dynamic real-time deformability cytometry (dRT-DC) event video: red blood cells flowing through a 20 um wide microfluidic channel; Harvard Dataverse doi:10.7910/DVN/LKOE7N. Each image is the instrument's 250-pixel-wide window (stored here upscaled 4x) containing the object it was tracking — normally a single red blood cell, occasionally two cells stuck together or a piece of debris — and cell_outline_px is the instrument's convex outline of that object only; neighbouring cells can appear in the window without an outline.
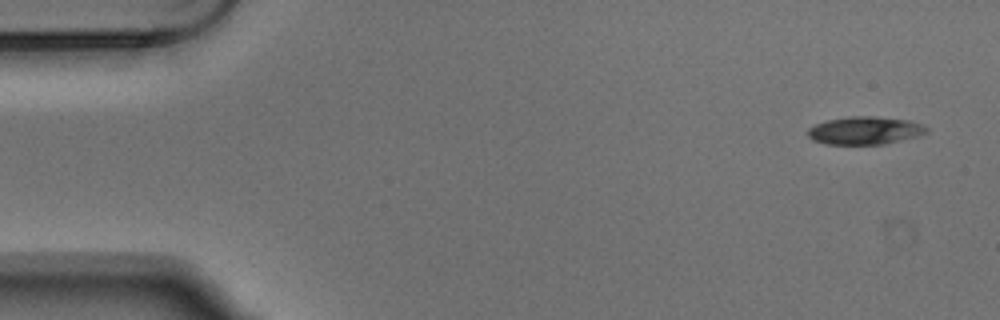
{"species": "Egyptian fruit bat (a non-hibernating species)", "species_latin": "Rousettus aegyptiacus", "temperature_condition": "warm", "stored_images_in_passage": 4, "camera_frame_rate_fps": 3000, "um_per_image_px": 0.085, "animal": {"sex": "male"}, "frame": {"image": 1, "passage_image": 1, "time_ms": 0.0, "image_size_px": [1000, 320], "cell_outline_px": [[928, 132], [916, 136], [884, 144], [824, 144], [812, 140], [808, 136], [808, 128], [816, 124], [828, 120], [848, 116], [876, 116], [912, 120], [924, 124], [928, 128]], "centroid_in_image_um": [73.54, 11.08], "position_along_channel_um": 11.5, "area_um2": 19.42}}
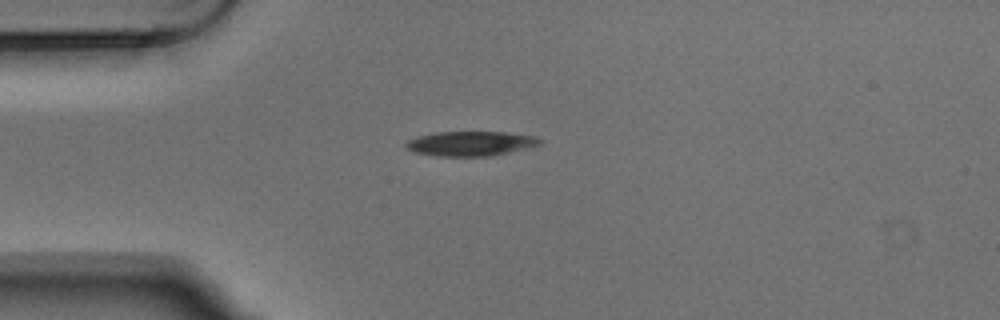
{"frame": {"image": 2, "passage_image": 4, "time_ms": 1.0, "image_size_px": [1000, 320], "cell_outline_px": [[544, 140], [540, 144], [492, 156], [436, 156], [416, 152], [408, 148], [404, 144], [408, 140], [416, 136], [436, 132], [508, 132], [536, 136]], "centroid_in_image_um": [40.01, 12.19], "position_along_channel_um": 45.0, "area_um2": 19.19}}